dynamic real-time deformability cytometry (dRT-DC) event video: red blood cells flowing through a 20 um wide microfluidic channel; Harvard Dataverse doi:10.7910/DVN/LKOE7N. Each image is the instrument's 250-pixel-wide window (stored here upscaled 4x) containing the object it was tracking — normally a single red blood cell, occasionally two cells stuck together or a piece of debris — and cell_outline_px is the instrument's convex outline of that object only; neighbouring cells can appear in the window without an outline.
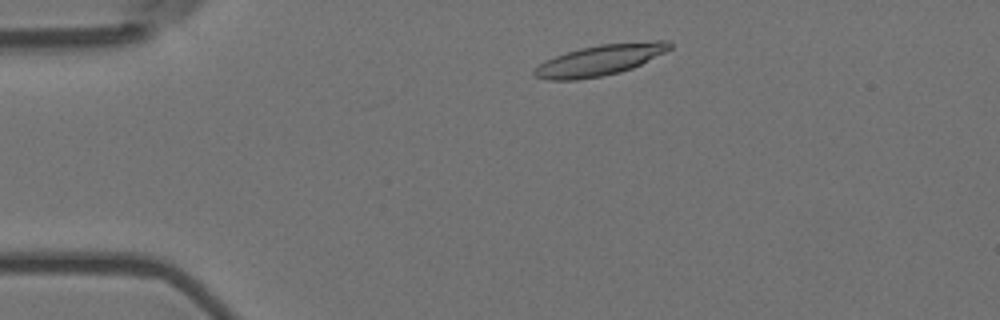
{"species": "Egyptian fruit bat (a non-hibernating species)", "species_latin": "Rousettus aegyptiacus", "temperature_condition": "room temperature", "stored_images_in_passage": 8, "camera_frame_rate_fps": 3000, "um_per_image_px": 0.085, "animal": {"sex": "female"}, "frame": {"image": 1, "passage_image": 2, "time_ms": 0.333, "image_size_px": [1000, 320], "cell_outline_px": [[672, 48], [632, 68], [620, 72], [600, 76], [576, 80], [548, 80], [536, 76], [532, 72], [540, 64], [556, 56], [580, 48], [600, 44], [656, 40], [668, 40], [672, 44]], "centroid_in_image_um": [51.03, 5.1], "position_along_channel_um": 34.0, "area_um2": 23.93}}
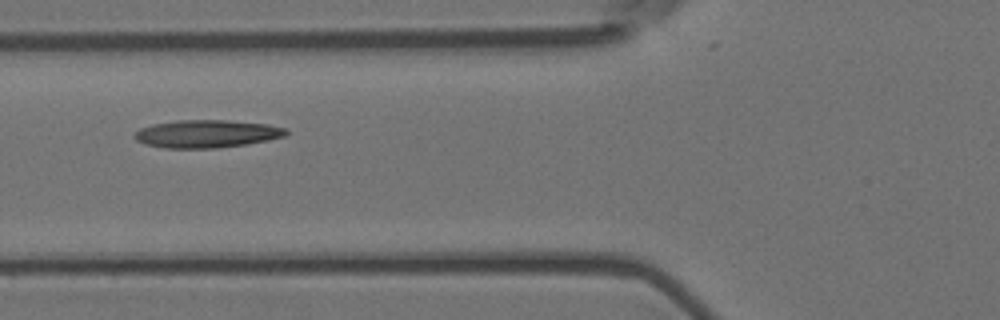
{"frame": {"image": 2, "passage_image": 5, "time_ms": 1.333, "image_size_px": [1000, 320], "cell_outline_px": [[288, 132], [284, 136], [268, 140], [244, 144], [216, 148], [164, 148], [144, 144], [136, 140], [132, 136], [140, 128], [152, 124], [180, 120], [224, 120], [268, 124], [288, 128]], "centroid_in_image_um": [17.55, 11.37], "position_along_channel_um": 108.2, "area_um2": 24.51}}
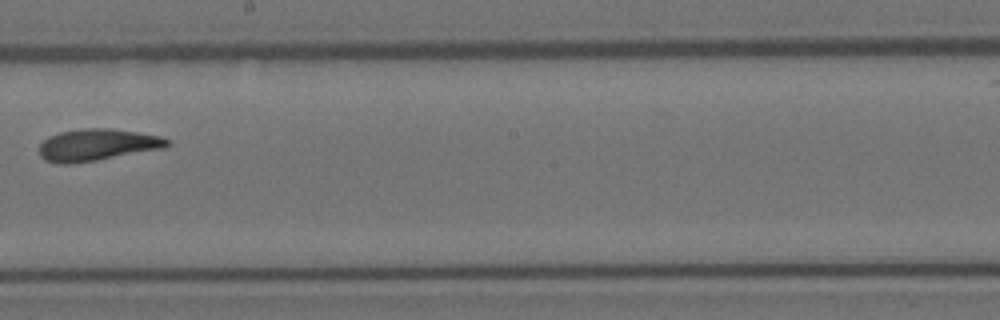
{"frame": {"image": 3, "passage_image": 8, "time_ms": 2.333, "image_size_px": [1000, 320], "cell_outline_px": [[168, 144], [164, 148], [96, 160], [68, 164], [56, 164], [44, 160], [40, 156], [40, 144], [48, 136], [60, 132], [84, 128], [112, 128], [160, 136], [168, 140]], "centroid_in_image_um": [8.21, 12.31], "position_along_channel_um": 240.0, "area_um2": 23.58}}